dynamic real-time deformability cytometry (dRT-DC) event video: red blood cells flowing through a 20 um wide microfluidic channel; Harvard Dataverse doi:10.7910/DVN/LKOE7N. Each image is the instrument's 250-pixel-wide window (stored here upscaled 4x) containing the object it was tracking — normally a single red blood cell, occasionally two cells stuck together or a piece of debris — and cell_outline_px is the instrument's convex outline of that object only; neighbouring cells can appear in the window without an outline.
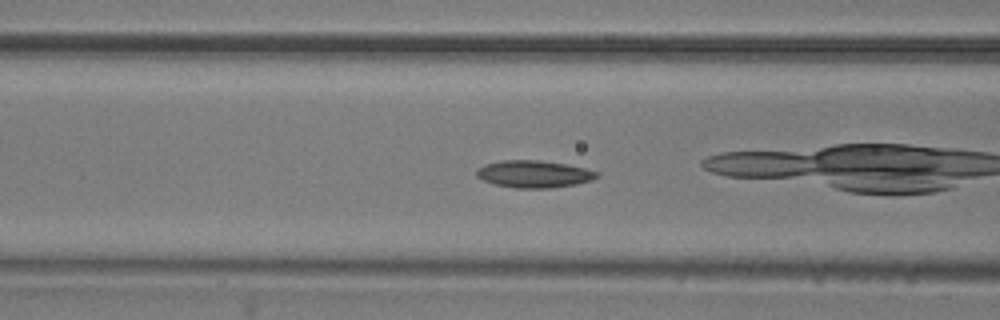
{"species": "common noctule bat (a hibernating species)", "species_latin": "Nyctalus noctula", "temperature_condition": "room temperature", "stored_images_in_passage": 47, "camera_frame_rate_fps": 3000, "um_per_image_px": 0.085, "animal": {"sex": "male", "body_mass_g": 20.5, "forearm_length_mm": 52.5}, "frame": {"image": 1, "passage_image": 14, "time_ms": 4.333, "image_size_px": [1000, 320], "cell_outline_px": [[600, 176], [592, 180], [576, 184], [548, 188], [516, 188], [496, 184], [484, 180], [476, 176], [476, 172], [480, 168], [488, 164], [504, 160], [540, 160], [568, 164], [600, 172]], "centroid_in_image_um": [45.46, 14.79], "position_along_channel_um": 121.1, "area_um2": 18.9}, "authors_computed_cell_mechanics": {"area_um2": 18.1492, "velocity_mm_per_s": 3.8714, "shape_relaxation_time_tau1_ms": 4.3512, "shape_relaxation_time_tau2_ms": 5.1653, "deformation_change_tau1": 0.1219, "deformation_change_tau2": 0.1115}}